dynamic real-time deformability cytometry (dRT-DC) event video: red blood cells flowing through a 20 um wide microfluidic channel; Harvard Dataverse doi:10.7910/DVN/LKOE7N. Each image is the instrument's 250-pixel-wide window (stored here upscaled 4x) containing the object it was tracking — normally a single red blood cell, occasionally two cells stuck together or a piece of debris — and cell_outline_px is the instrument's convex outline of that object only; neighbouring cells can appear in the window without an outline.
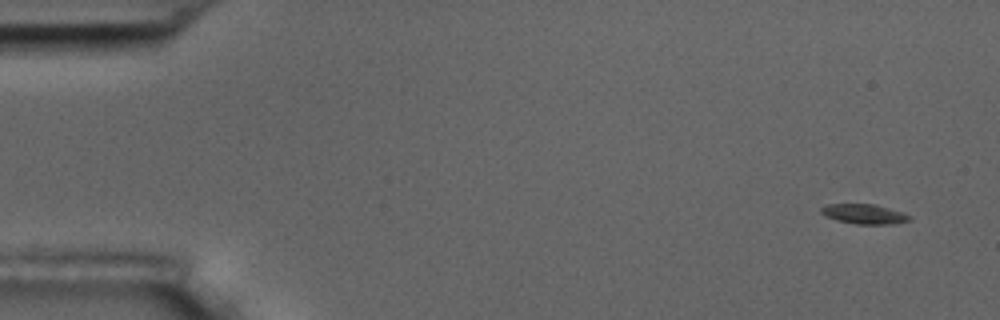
{"species": "common noctule bat (a hibernating species)", "species_latin": "Nyctalus noctula", "temperature_condition": "room temperature", "stored_images_in_passage": 10, "camera_frame_rate_fps": 3000, "um_per_image_px": 0.085, "animal": {"sex": "male", "body_mass_g": 17.5, "forearm_length_mm": 52.3}, "frame": {"image": 1, "passage_image": 1, "time_ms": 0.0, "image_size_px": [1000, 320], "cell_outline_px": [[912, 220], [896, 224], [856, 224], [836, 220], [824, 216], [820, 212], [820, 208], [828, 204], [876, 204], [912, 216]], "centroid_in_image_um": [73.45, 18.2], "position_along_channel_um": 11.5, "area_um2": 10.29}}
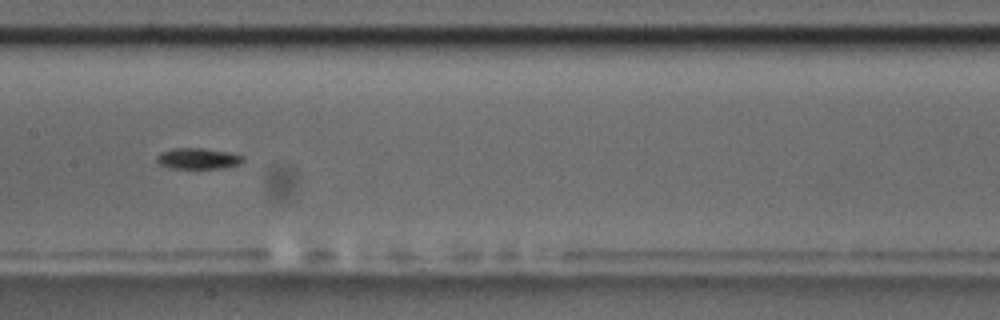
{"frame": {"image": 2, "passage_image": 8, "time_ms": 8.333, "image_size_px": [1000, 320], "cell_outline_px": [[244, 160], [240, 164], [220, 168], [168, 168], [160, 164], [156, 160], [156, 156], [160, 152], [172, 148], [204, 148], [228, 152], [244, 156]], "centroid_in_image_um": [16.8, 13.47], "position_along_channel_um": 190.6, "area_um2": 10.58}}
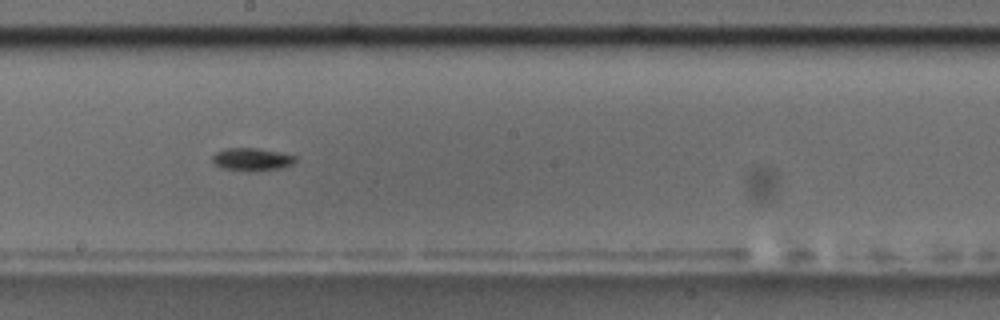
{"frame": {"image": 3, "passage_image": 9, "time_ms": 9.333, "image_size_px": [1000, 320], "cell_outline_px": [[296, 160], [292, 164], [280, 168], [224, 168], [216, 164], [212, 160], [212, 156], [216, 152], [224, 148], [256, 148], [296, 156]], "centroid_in_image_um": [21.39, 13.48], "position_along_channel_um": 226.8, "area_um2": 10.06}}